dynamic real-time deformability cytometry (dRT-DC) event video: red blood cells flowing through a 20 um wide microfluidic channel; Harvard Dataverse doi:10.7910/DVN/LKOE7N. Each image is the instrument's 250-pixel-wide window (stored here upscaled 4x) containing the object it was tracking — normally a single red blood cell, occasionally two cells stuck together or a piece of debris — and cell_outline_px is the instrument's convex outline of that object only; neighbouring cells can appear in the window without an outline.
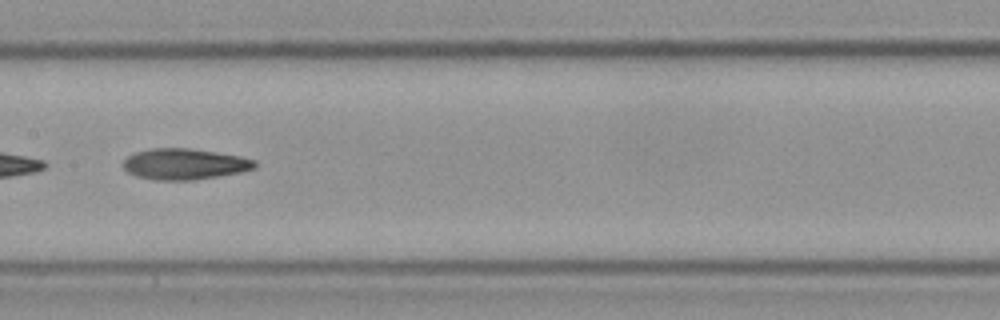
{"species": "Egyptian fruit bat (a non-hibernating species)", "species_latin": "Rousettus aegyptiacus", "temperature_condition": "cold", "stored_images_in_passage": 48, "camera_frame_rate_fps": 3000, "um_per_image_px": 0.085, "frame": {"image": 1, "passage_image": 21, "time_ms": 6.667, "image_size_px": [1000, 320], "cell_outline_px": [[256, 168], [240, 172], [220, 176], [196, 180], [156, 180], [136, 176], [128, 172], [124, 168], [124, 160], [128, 156], [136, 152], [152, 148], [188, 148], [216, 152], [240, 156], [256, 160]], "centroid_in_image_um": [15.71, 13.95], "position_along_channel_um": 191.7, "area_um2": 23.76}}
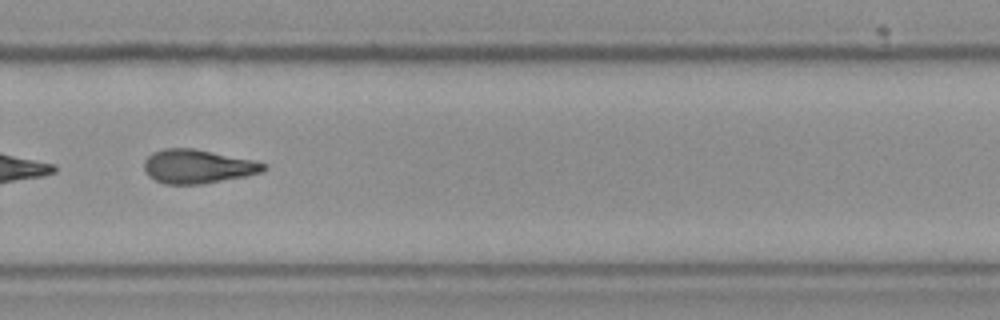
{"frame": {"image": 2, "passage_image": 31, "time_ms": 10.0, "image_size_px": [1000, 320], "cell_outline_px": [[268, 168], [264, 172], [204, 184], [164, 184], [148, 176], [144, 172], [144, 160], [152, 152], [164, 148], [192, 148], [252, 160], [264, 164]], "centroid_in_image_um": [16.76, 14.15], "position_along_channel_um": 313.0, "area_um2": 23.52}}
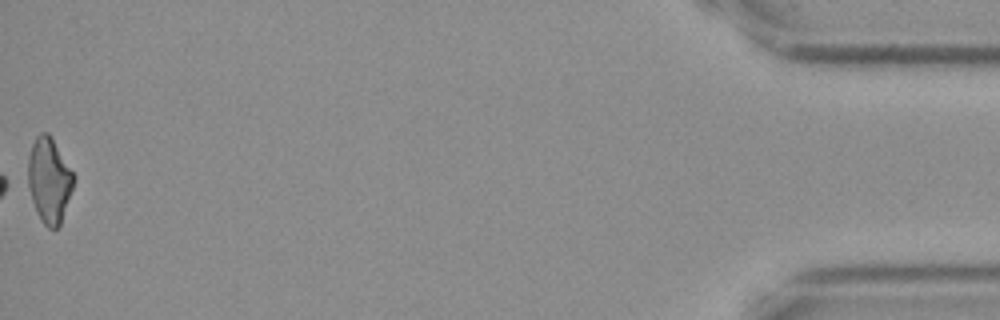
{"frame": {"image": 3, "passage_image": 48, "time_ms": 15.667, "image_size_px": [1000, 320], "cell_outline_px": [[76, 176], [60, 224], [56, 228], [48, 228], [40, 220], [36, 212], [32, 200], [28, 184], [28, 156], [32, 144], [36, 136], [40, 132], [48, 132], [52, 136]], "centroid_in_image_um": [4.18, 15.27], "position_along_channel_um": 431.0, "area_um2": 22.72}, "authors_computed_cell_mechanics": {"area_um2": 23.7558, "velocity_mm_per_s": 3.6481, "shape_relaxation_time_tau1_ms": null, "shape_relaxation_time_tau2_ms": 6.7314, "deformation_change_tau1": null, "deformation_change_tau2": 0.1707}}